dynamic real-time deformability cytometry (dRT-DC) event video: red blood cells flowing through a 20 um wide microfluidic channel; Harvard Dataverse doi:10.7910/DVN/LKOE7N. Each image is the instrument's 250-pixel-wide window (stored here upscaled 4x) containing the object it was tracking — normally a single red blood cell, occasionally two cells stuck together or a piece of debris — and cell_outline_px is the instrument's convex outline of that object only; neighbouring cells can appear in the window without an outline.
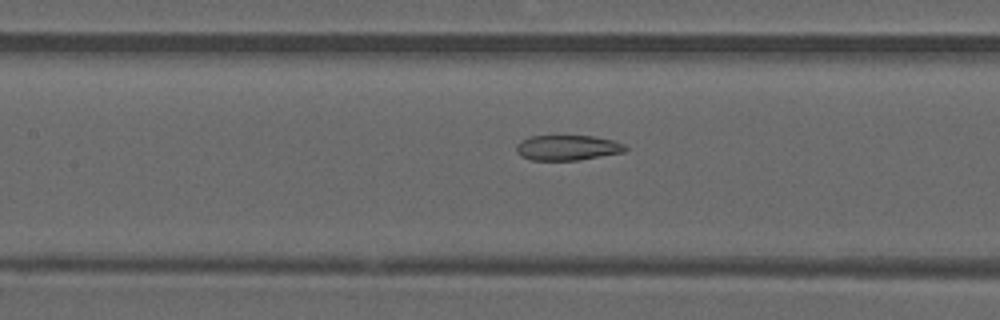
{"species": "common noctule bat (a hibernating species)", "species_latin": "Nyctalus noctula", "temperature_condition": "warm", "stored_images_in_passage": 45, "camera_frame_rate_fps": 3000, "um_per_image_px": 0.085, "animal": {"sex": "male", "forearm_length_mm": 52.5}, "frame": {"image": 1, "passage_image": 18, "time_ms": 5.667, "image_size_px": [1000, 320], "cell_outline_px": [[628, 148], [624, 152], [580, 160], [532, 160], [520, 156], [516, 152], [516, 144], [520, 140], [532, 136], [592, 136], [612, 140], [624, 144]], "centroid_in_image_um": [48.21, 12.56], "position_along_channel_um": 159.2, "area_um2": 16.07}}
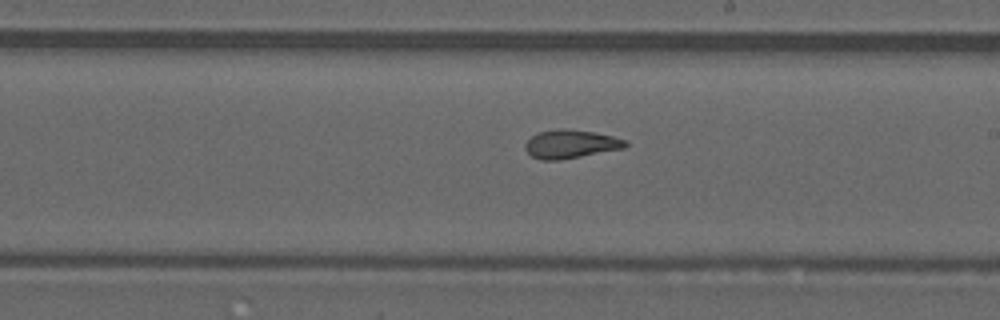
{"frame": {"image": 2, "passage_image": 24, "time_ms": 7.667, "image_size_px": [1000, 320], "cell_outline_px": [[628, 144], [624, 148], [560, 160], [540, 160], [532, 156], [524, 148], [524, 144], [532, 136], [540, 132], [560, 128], [568, 128], [592, 132], [612, 136], [624, 140]], "centroid_in_image_um": [48.47, 12.24], "position_along_channel_um": 240.5, "area_um2": 16.47}}
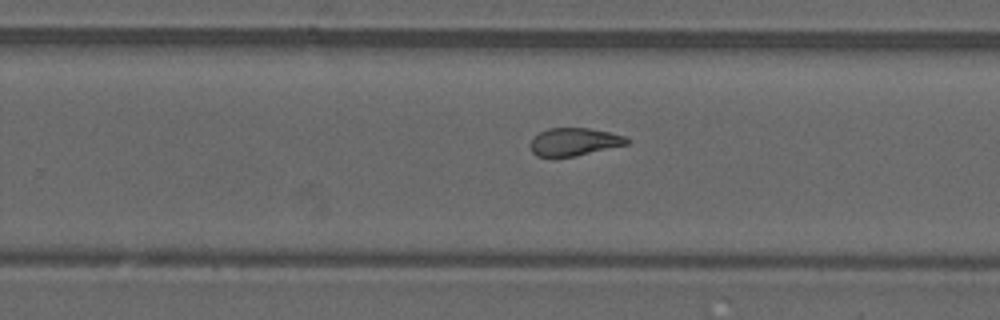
{"frame": {"image": 3, "passage_image": 27, "time_ms": 8.667, "image_size_px": [1000, 320], "cell_outline_px": [[628, 144], [576, 156], [536, 156], [532, 152], [528, 144], [540, 132], [548, 128], [588, 128], [608, 132], [624, 136], [628, 140]], "centroid_in_image_um": [48.78, 12.05], "position_along_channel_um": 281.0, "area_um2": 15.43}, "authors_computed_cell_mechanics": {"area_um2": 17.051, "velocity_mm_per_s": 4.0829, "shape_relaxation_time_tau1_ms": null, "shape_relaxation_time_tau2_ms": 2.578, "deformation_change_tau1": null, "deformation_change_tau2": 0.1079}}